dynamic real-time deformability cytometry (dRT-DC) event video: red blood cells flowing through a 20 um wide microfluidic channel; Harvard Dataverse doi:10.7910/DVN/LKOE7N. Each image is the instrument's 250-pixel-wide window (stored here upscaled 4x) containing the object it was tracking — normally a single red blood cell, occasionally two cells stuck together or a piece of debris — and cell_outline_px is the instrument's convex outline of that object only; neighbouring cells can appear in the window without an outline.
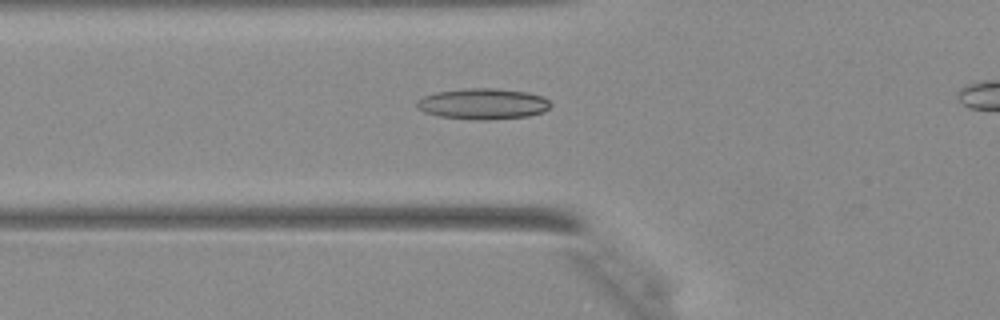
{"species": "Egyptian fruit bat (a non-hibernating species)", "species_latin": "Rousettus aegyptiacus", "temperature_condition": "warm", "stored_images_in_passage": 37, "camera_frame_rate_fps": 3000, "um_per_image_px": 0.085, "animal": {"sex": "female"}, "frame": {"image": 1, "passage_image": 14, "time_ms": 4.333, "image_size_px": [1000, 320], "cell_outline_px": [[552, 104], [544, 112], [528, 116], [484, 120], [476, 120], [440, 116], [424, 112], [416, 104], [416, 100], [424, 96], [436, 92], [464, 88], [496, 88], [528, 92], [544, 96]], "centroid_in_image_um": [41.08, 8.82], "position_along_channel_um": 84.7, "area_um2": 24.16}}
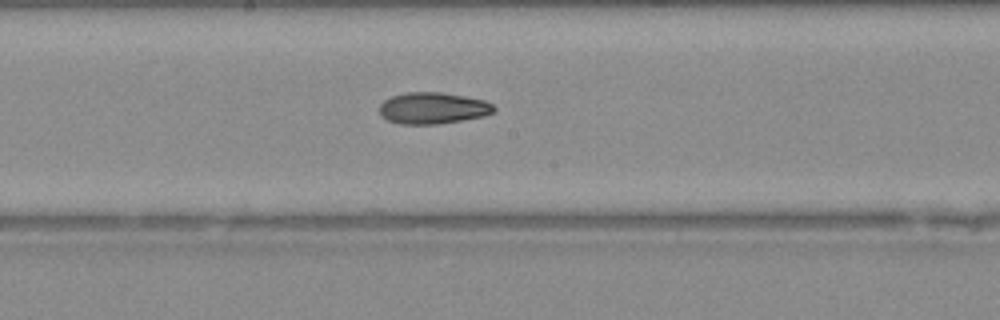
{"frame": {"image": 2, "passage_image": 22, "time_ms": 7.0, "image_size_px": [1000, 320], "cell_outline_px": [[496, 108], [492, 112], [484, 116], [464, 120], [440, 124], [400, 124], [388, 120], [380, 116], [380, 104], [384, 100], [392, 96], [408, 92], [444, 92], [484, 100], [492, 104]], "centroid_in_image_um": [36.79, 9.19], "position_along_channel_um": 211.4, "area_um2": 21.1}}
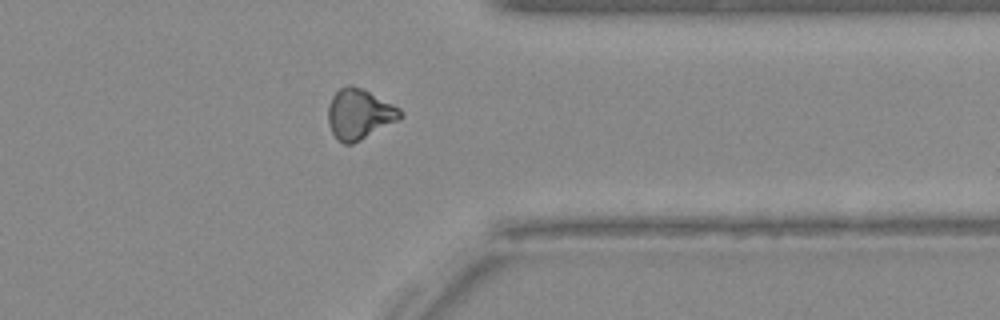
{"frame": {"image": 3, "passage_image": 33, "time_ms": 10.667, "image_size_px": [1000, 320], "cell_outline_px": [[400, 116], [396, 120], [360, 140], [352, 144], [344, 144], [332, 132], [328, 124], [328, 104], [332, 96], [340, 88], [348, 84], [352, 84], [364, 88], [400, 108]], "centroid_in_image_um": [30.49, 9.65], "position_along_channel_um": 380.9, "area_um2": 20.87}}